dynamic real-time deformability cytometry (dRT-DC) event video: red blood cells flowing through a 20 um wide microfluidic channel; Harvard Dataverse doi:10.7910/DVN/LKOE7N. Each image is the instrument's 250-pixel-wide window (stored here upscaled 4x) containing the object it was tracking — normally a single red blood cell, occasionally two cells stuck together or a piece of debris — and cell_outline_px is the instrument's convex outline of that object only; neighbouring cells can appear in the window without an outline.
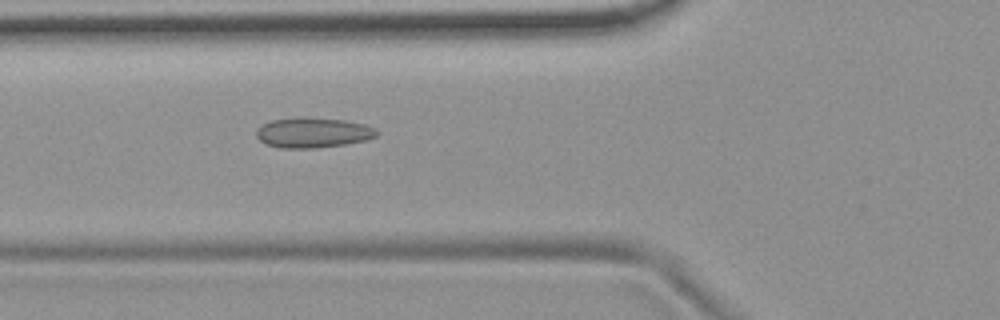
{"species": "common noctule bat (a hibernating species)", "species_latin": "Nyctalus noctula", "temperature_condition": "room temperature", "stored_images_in_passage": 2, "camera_frame_rate_fps": 3000, "um_per_image_px": 0.085, "animal": {"sex": "female", "body_mass_g": 19.9}, "frame": {"image": 1, "passage_image": 2, "time_ms": 1.0, "image_size_px": [1000, 320], "cell_outline_px": [[380, 132], [376, 136], [364, 140], [344, 144], [312, 148], [280, 148], [264, 144], [256, 136], [256, 128], [272, 120], [304, 116], [344, 120], [364, 124], [376, 128]], "centroid_in_image_um": [26.58, 11.26], "position_along_channel_um": 99.2, "area_um2": 21.27}}